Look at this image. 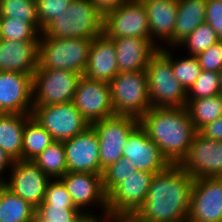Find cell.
I'll use <instances>...</instances> for the list:
<instances>
[{
    "label": "cell",
    "mask_w": 222,
    "mask_h": 222,
    "mask_svg": "<svg viewBox=\"0 0 222 222\" xmlns=\"http://www.w3.org/2000/svg\"><path fill=\"white\" fill-rule=\"evenodd\" d=\"M219 78H220V94L222 95V69L219 71Z\"/></svg>",
    "instance_id": "obj_45"
},
{
    "label": "cell",
    "mask_w": 222,
    "mask_h": 222,
    "mask_svg": "<svg viewBox=\"0 0 222 222\" xmlns=\"http://www.w3.org/2000/svg\"><path fill=\"white\" fill-rule=\"evenodd\" d=\"M199 133L207 139L222 142V116L215 121L205 125Z\"/></svg>",
    "instance_id": "obj_41"
},
{
    "label": "cell",
    "mask_w": 222,
    "mask_h": 222,
    "mask_svg": "<svg viewBox=\"0 0 222 222\" xmlns=\"http://www.w3.org/2000/svg\"><path fill=\"white\" fill-rule=\"evenodd\" d=\"M109 85L115 115L140 119L151 108L145 70L119 72Z\"/></svg>",
    "instance_id": "obj_6"
},
{
    "label": "cell",
    "mask_w": 222,
    "mask_h": 222,
    "mask_svg": "<svg viewBox=\"0 0 222 222\" xmlns=\"http://www.w3.org/2000/svg\"><path fill=\"white\" fill-rule=\"evenodd\" d=\"M205 23L209 24L222 40V0H207Z\"/></svg>",
    "instance_id": "obj_40"
},
{
    "label": "cell",
    "mask_w": 222,
    "mask_h": 222,
    "mask_svg": "<svg viewBox=\"0 0 222 222\" xmlns=\"http://www.w3.org/2000/svg\"><path fill=\"white\" fill-rule=\"evenodd\" d=\"M155 173L136 171L107 194V208L119 221L131 219L143 206Z\"/></svg>",
    "instance_id": "obj_9"
},
{
    "label": "cell",
    "mask_w": 222,
    "mask_h": 222,
    "mask_svg": "<svg viewBox=\"0 0 222 222\" xmlns=\"http://www.w3.org/2000/svg\"><path fill=\"white\" fill-rule=\"evenodd\" d=\"M202 70L217 72L222 69V40L196 56Z\"/></svg>",
    "instance_id": "obj_39"
},
{
    "label": "cell",
    "mask_w": 222,
    "mask_h": 222,
    "mask_svg": "<svg viewBox=\"0 0 222 222\" xmlns=\"http://www.w3.org/2000/svg\"><path fill=\"white\" fill-rule=\"evenodd\" d=\"M40 34L31 23L14 18L0 17V39L39 41Z\"/></svg>",
    "instance_id": "obj_32"
},
{
    "label": "cell",
    "mask_w": 222,
    "mask_h": 222,
    "mask_svg": "<svg viewBox=\"0 0 222 222\" xmlns=\"http://www.w3.org/2000/svg\"><path fill=\"white\" fill-rule=\"evenodd\" d=\"M220 39L215 30L207 23L199 25L192 33L182 40L177 47H187L189 55L197 56Z\"/></svg>",
    "instance_id": "obj_33"
},
{
    "label": "cell",
    "mask_w": 222,
    "mask_h": 222,
    "mask_svg": "<svg viewBox=\"0 0 222 222\" xmlns=\"http://www.w3.org/2000/svg\"><path fill=\"white\" fill-rule=\"evenodd\" d=\"M102 215L98 218L97 214L93 215L91 212L81 213L75 222H119V220L108 210L103 211Z\"/></svg>",
    "instance_id": "obj_42"
},
{
    "label": "cell",
    "mask_w": 222,
    "mask_h": 222,
    "mask_svg": "<svg viewBox=\"0 0 222 222\" xmlns=\"http://www.w3.org/2000/svg\"><path fill=\"white\" fill-rule=\"evenodd\" d=\"M123 158L128 159L137 171L149 173H159L170 165L140 124L128 135Z\"/></svg>",
    "instance_id": "obj_16"
},
{
    "label": "cell",
    "mask_w": 222,
    "mask_h": 222,
    "mask_svg": "<svg viewBox=\"0 0 222 222\" xmlns=\"http://www.w3.org/2000/svg\"><path fill=\"white\" fill-rule=\"evenodd\" d=\"M207 0H178V13L174 29V47L205 23Z\"/></svg>",
    "instance_id": "obj_25"
},
{
    "label": "cell",
    "mask_w": 222,
    "mask_h": 222,
    "mask_svg": "<svg viewBox=\"0 0 222 222\" xmlns=\"http://www.w3.org/2000/svg\"><path fill=\"white\" fill-rule=\"evenodd\" d=\"M220 94L219 73L202 70L195 83L187 90V99H199Z\"/></svg>",
    "instance_id": "obj_35"
},
{
    "label": "cell",
    "mask_w": 222,
    "mask_h": 222,
    "mask_svg": "<svg viewBox=\"0 0 222 222\" xmlns=\"http://www.w3.org/2000/svg\"><path fill=\"white\" fill-rule=\"evenodd\" d=\"M178 165L194 179L222 177V142L207 139L197 132Z\"/></svg>",
    "instance_id": "obj_12"
},
{
    "label": "cell",
    "mask_w": 222,
    "mask_h": 222,
    "mask_svg": "<svg viewBox=\"0 0 222 222\" xmlns=\"http://www.w3.org/2000/svg\"><path fill=\"white\" fill-rule=\"evenodd\" d=\"M32 114H5L0 116V148L15 161L22 160L23 132Z\"/></svg>",
    "instance_id": "obj_24"
},
{
    "label": "cell",
    "mask_w": 222,
    "mask_h": 222,
    "mask_svg": "<svg viewBox=\"0 0 222 222\" xmlns=\"http://www.w3.org/2000/svg\"><path fill=\"white\" fill-rule=\"evenodd\" d=\"M59 179L64 183L75 207L82 213L89 212L88 209L85 210V207L95 205L102 211L108 210L107 195L102 185V174L67 172Z\"/></svg>",
    "instance_id": "obj_18"
},
{
    "label": "cell",
    "mask_w": 222,
    "mask_h": 222,
    "mask_svg": "<svg viewBox=\"0 0 222 222\" xmlns=\"http://www.w3.org/2000/svg\"><path fill=\"white\" fill-rule=\"evenodd\" d=\"M145 71L151 108L186 107L187 91L175 78L171 62L159 50Z\"/></svg>",
    "instance_id": "obj_5"
},
{
    "label": "cell",
    "mask_w": 222,
    "mask_h": 222,
    "mask_svg": "<svg viewBox=\"0 0 222 222\" xmlns=\"http://www.w3.org/2000/svg\"><path fill=\"white\" fill-rule=\"evenodd\" d=\"M119 73L115 44L104 33L93 39L83 76L108 83Z\"/></svg>",
    "instance_id": "obj_21"
},
{
    "label": "cell",
    "mask_w": 222,
    "mask_h": 222,
    "mask_svg": "<svg viewBox=\"0 0 222 222\" xmlns=\"http://www.w3.org/2000/svg\"><path fill=\"white\" fill-rule=\"evenodd\" d=\"M139 124L170 164L181 162L197 133L186 107L150 108Z\"/></svg>",
    "instance_id": "obj_2"
},
{
    "label": "cell",
    "mask_w": 222,
    "mask_h": 222,
    "mask_svg": "<svg viewBox=\"0 0 222 222\" xmlns=\"http://www.w3.org/2000/svg\"><path fill=\"white\" fill-rule=\"evenodd\" d=\"M50 179L61 178L67 173L63 142L54 141L32 160Z\"/></svg>",
    "instance_id": "obj_29"
},
{
    "label": "cell",
    "mask_w": 222,
    "mask_h": 222,
    "mask_svg": "<svg viewBox=\"0 0 222 222\" xmlns=\"http://www.w3.org/2000/svg\"><path fill=\"white\" fill-rule=\"evenodd\" d=\"M0 105L7 114H32L33 76L0 71Z\"/></svg>",
    "instance_id": "obj_19"
},
{
    "label": "cell",
    "mask_w": 222,
    "mask_h": 222,
    "mask_svg": "<svg viewBox=\"0 0 222 222\" xmlns=\"http://www.w3.org/2000/svg\"><path fill=\"white\" fill-rule=\"evenodd\" d=\"M41 204L74 205L64 183L59 178L49 180Z\"/></svg>",
    "instance_id": "obj_38"
},
{
    "label": "cell",
    "mask_w": 222,
    "mask_h": 222,
    "mask_svg": "<svg viewBox=\"0 0 222 222\" xmlns=\"http://www.w3.org/2000/svg\"><path fill=\"white\" fill-rule=\"evenodd\" d=\"M103 33L110 39H151L146 9L140 0H128L104 15Z\"/></svg>",
    "instance_id": "obj_11"
},
{
    "label": "cell",
    "mask_w": 222,
    "mask_h": 222,
    "mask_svg": "<svg viewBox=\"0 0 222 222\" xmlns=\"http://www.w3.org/2000/svg\"><path fill=\"white\" fill-rule=\"evenodd\" d=\"M95 7L105 15L109 11L115 10L128 0H90Z\"/></svg>",
    "instance_id": "obj_43"
},
{
    "label": "cell",
    "mask_w": 222,
    "mask_h": 222,
    "mask_svg": "<svg viewBox=\"0 0 222 222\" xmlns=\"http://www.w3.org/2000/svg\"><path fill=\"white\" fill-rule=\"evenodd\" d=\"M54 141L50 133L31 116L24 126L22 160L32 161Z\"/></svg>",
    "instance_id": "obj_28"
},
{
    "label": "cell",
    "mask_w": 222,
    "mask_h": 222,
    "mask_svg": "<svg viewBox=\"0 0 222 222\" xmlns=\"http://www.w3.org/2000/svg\"><path fill=\"white\" fill-rule=\"evenodd\" d=\"M119 222H132L130 219L120 220Z\"/></svg>",
    "instance_id": "obj_47"
},
{
    "label": "cell",
    "mask_w": 222,
    "mask_h": 222,
    "mask_svg": "<svg viewBox=\"0 0 222 222\" xmlns=\"http://www.w3.org/2000/svg\"><path fill=\"white\" fill-rule=\"evenodd\" d=\"M63 144L67 172L101 174L99 140L91 125L73 138L64 141Z\"/></svg>",
    "instance_id": "obj_17"
},
{
    "label": "cell",
    "mask_w": 222,
    "mask_h": 222,
    "mask_svg": "<svg viewBox=\"0 0 222 222\" xmlns=\"http://www.w3.org/2000/svg\"><path fill=\"white\" fill-rule=\"evenodd\" d=\"M186 108L195 129L199 132L205 125L222 116V95L199 99H187Z\"/></svg>",
    "instance_id": "obj_27"
},
{
    "label": "cell",
    "mask_w": 222,
    "mask_h": 222,
    "mask_svg": "<svg viewBox=\"0 0 222 222\" xmlns=\"http://www.w3.org/2000/svg\"><path fill=\"white\" fill-rule=\"evenodd\" d=\"M14 162L15 160L12 159L3 149L0 148V184L7 181L6 177L4 179L3 173L5 172L6 168L11 169L14 165Z\"/></svg>",
    "instance_id": "obj_44"
},
{
    "label": "cell",
    "mask_w": 222,
    "mask_h": 222,
    "mask_svg": "<svg viewBox=\"0 0 222 222\" xmlns=\"http://www.w3.org/2000/svg\"><path fill=\"white\" fill-rule=\"evenodd\" d=\"M32 117L59 142L73 138L90 126L73 102L33 106Z\"/></svg>",
    "instance_id": "obj_8"
},
{
    "label": "cell",
    "mask_w": 222,
    "mask_h": 222,
    "mask_svg": "<svg viewBox=\"0 0 222 222\" xmlns=\"http://www.w3.org/2000/svg\"><path fill=\"white\" fill-rule=\"evenodd\" d=\"M82 74L68 70L37 68L33 75V106L73 102Z\"/></svg>",
    "instance_id": "obj_7"
},
{
    "label": "cell",
    "mask_w": 222,
    "mask_h": 222,
    "mask_svg": "<svg viewBox=\"0 0 222 222\" xmlns=\"http://www.w3.org/2000/svg\"><path fill=\"white\" fill-rule=\"evenodd\" d=\"M93 39L40 37L38 67L84 74Z\"/></svg>",
    "instance_id": "obj_4"
},
{
    "label": "cell",
    "mask_w": 222,
    "mask_h": 222,
    "mask_svg": "<svg viewBox=\"0 0 222 222\" xmlns=\"http://www.w3.org/2000/svg\"><path fill=\"white\" fill-rule=\"evenodd\" d=\"M138 124L139 119L123 115H114L91 124L99 140L101 174L123 157L128 135Z\"/></svg>",
    "instance_id": "obj_10"
},
{
    "label": "cell",
    "mask_w": 222,
    "mask_h": 222,
    "mask_svg": "<svg viewBox=\"0 0 222 222\" xmlns=\"http://www.w3.org/2000/svg\"><path fill=\"white\" fill-rule=\"evenodd\" d=\"M112 40L115 44L119 72L146 70L150 58L158 51L151 39L122 37Z\"/></svg>",
    "instance_id": "obj_23"
},
{
    "label": "cell",
    "mask_w": 222,
    "mask_h": 222,
    "mask_svg": "<svg viewBox=\"0 0 222 222\" xmlns=\"http://www.w3.org/2000/svg\"><path fill=\"white\" fill-rule=\"evenodd\" d=\"M158 50L171 62L175 78L187 91L195 83L202 72V68L200 67L196 56L188 55L186 58L175 60L170 48L162 47Z\"/></svg>",
    "instance_id": "obj_30"
},
{
    "label": "cell",
    "mask_w": 222,
    "mask_h": 222,
    "mask_svg": "<svg viewBox=\"0 0 222 222\" xmlns=\"http://www.w3.org/2000/svg\"><path fill=\"white\" fill-rule=\"evenodd\" d=\"M147 13L152 43L161 49L156 40L174 48V29L178 13V0H140ZM158 38V39H155Z\"/></svg>",
    "instance_id": "obj_20"
},
{
    "label": "cell",
    "mask_w": 222,
    "mask_h": 222,
    "mask_svg": "<svg viewBox=\"0 0 222 222\" xmlns=\"http://www.w3.org/2000/svg\"><path fill=\"white\" fill-rule=\"evenodd\" d=\"M104 15L90 0H72L64 14L52 20L40 37L94 39L103 34Z\"/></svg>",
    "instance_id": "obj_3"
},
{
    "label": "cell",
    "mask_w": 222,
    "mask_h": 222,
    "mask_svg": "<svg viewBox=\"0 0 222 222\" xmlns=\"http://www.w3.org/2000/svg\"><path fill=\"white\" fill-rule=\"evenodd\" d=\"M36 208L0 184V222H35Z\"/></svg>",
    "instance_id": "obj_26"
},
{
    "label": "cell",
    "mask_w": 222,
    "mask_h": 222,
    "mask_svg": "<svg viewBox=\"0 0 222 222\" xmlns=\"http://www.w3.org/2000/svg\"><path fill=\"white\" fill-rule=\"evenodd\" d=\"M194 178L178 164L155 173L143 206L132 222H187Z\"/></svg>",
    "instance_id": "obj_1"
},
{
    "label": "cell",
    "mask_w": 222,
    "mask_h": 222,
    "mask_svg": "<svg viewBox=\"0 0 222 222\" xmlns=\"http://www.w3.org/2000/svg\"><path fill=\"white\" fill-rule=\"evenodd\" d=\"M10 177L3 184L37 208L44 200L50 178L33 161H15Z\"/></svg>",
    "instance_id": "obj_15"
},
{
    "label": "cell",
    "mask_w": 222,
    "mask_h": 222,
    "mask_svg": "<svg viewBox=\"0 0 222 222\" xmlns=\"http://www.w3.org/2000/svg\"><path fill=\"white\" fill-rule=\"evenodd\" d=\"M82 212L75 205L40 204L35 222H75Z\"/></svg>",
    "instance_id": "obj_34"
},
{
    "label": "cell",
    "mask_w": 222,
    "mask_h": 222,
    "mask_svg": "<svg viewBox=\"0 0 222 222\" xmlns=\"http://www.w3.org/2000/svg\"><path fill=\"white\" fill-rule=\"evenodd\" d=\"M187 222H222V177L194 179Z\"/></svg>",
    "instance_id": "obj_13"
},
{
    "label": "cell",
    "mask_w": 222,
    "mask_h": 222,
    "mask_svg": "<svg viewBox=\"0 0 222 222\" xmlns=\"http://www.w3.org/2000/svg\"><path fill=\"white\" fill-rule=\"evenodd\" d=\"M72 0H36L37 17L43 30L52 20L63 15Z\"/></svg>",
    "instance_id": "obj_37"
},
{
    "label": "cell",
    "mask_w": 222,
    "mask_h": 222,
    "mask_svg": "<svg viewBox=\"0 0 222 222\" xmlns=\"http://www.w3.org/2000/svg\"><path fill=\"white\" fill-rule=\"evenodd\" d=\"M5 114H7V113L2 109V107H1V105H0V116H3V115H5Z\"/></svg>",
    "instance_id": "obj_46"
},
{
    "label": "cell",
    "mask_w": 222,
    "mask_h": 222,
    "mask_svg": "<svg viewBox=\"0 0 222 222\" xmlns=\"http://www.w3.org/2000/svg\"><path fill=\"white\" fill-rule=\"evenodd\" d=\"M73 104L90 125L115 115L110 85L83 75L75 90Z\"/></svg>",
    "instance_id": "obj_14"
},
{
    "label": "cell",
    "mask_w": 222,
    "mask_h": 222,
    "mask_svg": "<svg viewBox=\"0 0 222 222\" xmlns=\"http://www.w3.org/2000/svg\"><path fill=\"white\" fill-rule=\"evenodd\" d=\"M0 17L14 18L31 23L40 33L36 0H0Z\"/></svg>",
    "instance_id": "obj_31"
},
{
    "label": "cell",
    "mask_w": 222,
    "mask_h": 222,
    "mask_svg": "<svg viewBox=\"0 0 222 222\" xmlns=\"http://www.w3.org/2000/svg\"><path fill=\"white\" fill-rule=\"evenodd\" d=\"M136 171L137 169L130 164V161L123 157L109 165L102 173V185L105 194L107 195L117 184Z\"/></svg>",
    "instance_id": "obj_36"
},
{
    "label": "cell",
    "mask_w": 222,
    "mask_h": 222,
    "mask_svg": "<svg viewBox=\"0 0 222 222\" xmlns=\"http://www.w3.org/2000/svg\"><path fill=\"white\" fill-rule=\"evenodd\" d=\"M39 41L0 39V71L34 75L38 68Z\"/></svg>",
    "instance_id": "obj_22"
}]
</instances>
